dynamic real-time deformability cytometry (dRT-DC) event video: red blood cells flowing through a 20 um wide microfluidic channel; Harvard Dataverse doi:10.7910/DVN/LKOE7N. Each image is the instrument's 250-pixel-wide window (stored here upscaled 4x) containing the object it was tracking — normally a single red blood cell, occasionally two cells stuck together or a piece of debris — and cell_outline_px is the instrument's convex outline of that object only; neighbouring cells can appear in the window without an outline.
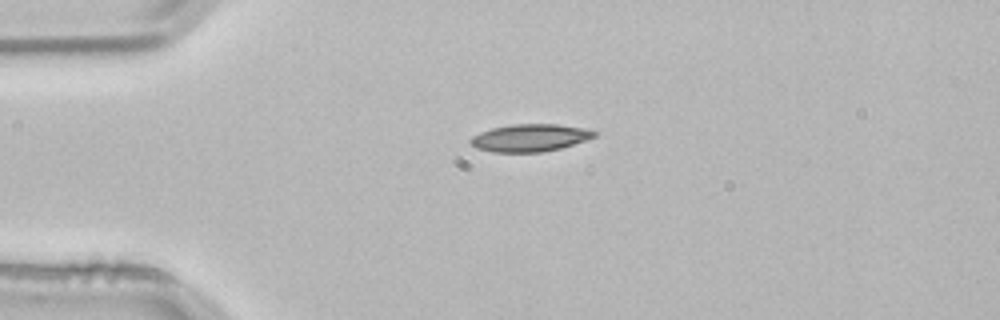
{"species": "common noctule bat (a hibernating species)", "species_latin": "Nyctalus noctula", "temperature_condition": "room temperature", "stored_images_in_passage": 2, "camera_frame_rate_fps": 3000, "um_per_image_px": 0.085, "animal": {"sex": "male", "body_mass_g": 21.5, "forearm_length_mm": 52.0}, "frame": {"image": 1, "passage_image": 1, "time_ms": 0.0, "image_size_px": [1000, 320], "cell_outline_px": [[596, 136], [560, 148], [544, 152], [492, 152], [476, 148], [468, 140], [472, 136], [480, 132], [492, 128], [512, 124], [556, 124], [592, 128], [596, 132]], "centroid_in_image_um": [45.05, 11.7], "position_along_channel_um": 39.9, "area_um2": 19.88}}